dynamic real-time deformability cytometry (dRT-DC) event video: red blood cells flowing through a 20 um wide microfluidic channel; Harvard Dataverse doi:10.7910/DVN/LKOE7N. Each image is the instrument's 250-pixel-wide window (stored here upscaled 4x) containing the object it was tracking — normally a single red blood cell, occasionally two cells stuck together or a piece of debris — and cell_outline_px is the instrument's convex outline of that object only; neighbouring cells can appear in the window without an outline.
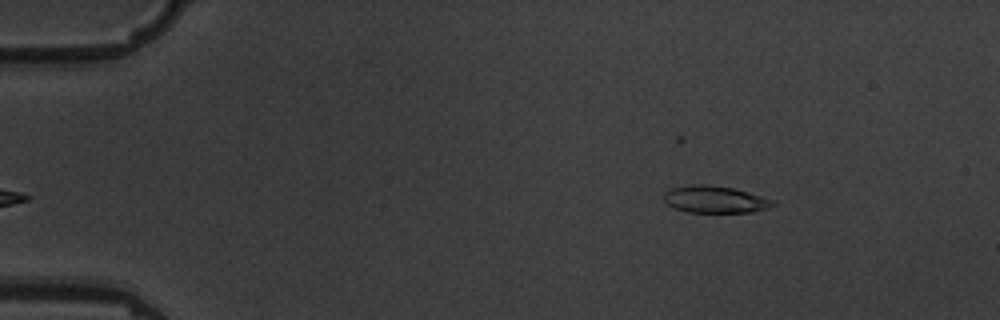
{"species": "common noctule bat (a hibernating species)", "species_latin": "Nyctalus noctula", "temperature_condition": "warm", "stored_images_in_passage": 4, "camera_frame_rate_fps": 3000, "um_per_image_px": 0.085, "animal": {"sex": "male", "body_mass_g": 19.5, "forearm_length_mm": 54.6}, "frame": {"image": 1, "passage_image": 4, "time_ms": 3.667, "image_size_px": [1000, 320], "cell_outline_px": [[776, 204], [768, 208], [752, 212], [688, 212], [672, 208], [664, 200], [664, 192], [672, 188], [692, 184], [704, 184], [732, 188], [748, 192], [772, 200]], "centroid_in_image_um": [60.73, 16.95], "position_along_channel_um": 24.3, "area_um2": 17.05}}